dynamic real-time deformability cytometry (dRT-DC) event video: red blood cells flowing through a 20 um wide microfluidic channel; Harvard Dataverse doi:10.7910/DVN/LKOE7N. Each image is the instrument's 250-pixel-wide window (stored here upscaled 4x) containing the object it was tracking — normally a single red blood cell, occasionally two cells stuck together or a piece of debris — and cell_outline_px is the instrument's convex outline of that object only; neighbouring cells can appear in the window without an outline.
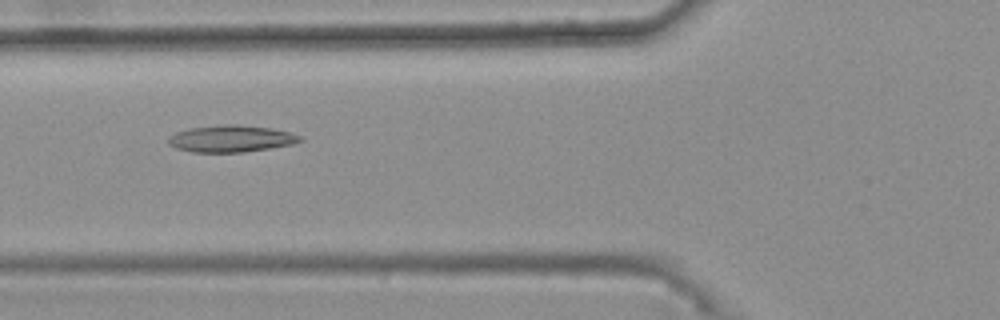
{"species": "common noctule bat (a hibernating species)", "species_latin": "Nyctalus noctula", "temperature_condition": "warm", "stored_images_in_passage": 40, "camera_frame_rate_fps": 3000, "um_per_image_px": 0.085, "animal": {"sex": "female", "body_mass_g": 25.1}, "frame": {"image": 1, "passage_image": 11, "time_ms": 3.333, "image_size_px": [1000, 320], "cell_outline_px": [[304, 140], [292, 144], [244, 152], [192, 152], [176, 148], [168, 144], [168, 136], [176, 132], [192, 128], [220, 124], [236, 124], [272, 128], [288, 132], [300, 136]], "centroid_in_image_um": [19.61, 11.78], "position_along_channel_um": 106.2, "area_um2": 20.52}}
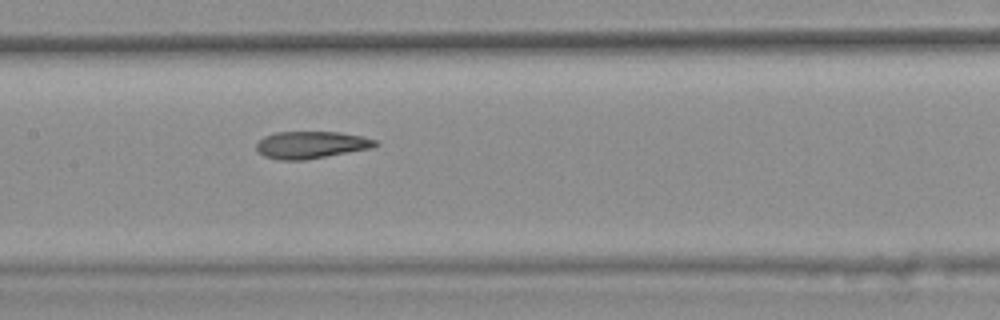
{"frame": {"image": 2, "passage_image": 17, "time_ms": 5.333, "image_size_px": [1000, 320], "cell_outline_px": [[380, 144], [372, 148], [304, 160], [280, 160], [264, 156], [256, 148], [256, 144], [264, 136], [276, 132], [340, 132], [364, 136], [376, 140]], "centroid_in_image_um": [26.47, 12.31], "position_along_channel_um": 180.9, "area_um2": 18.84}}
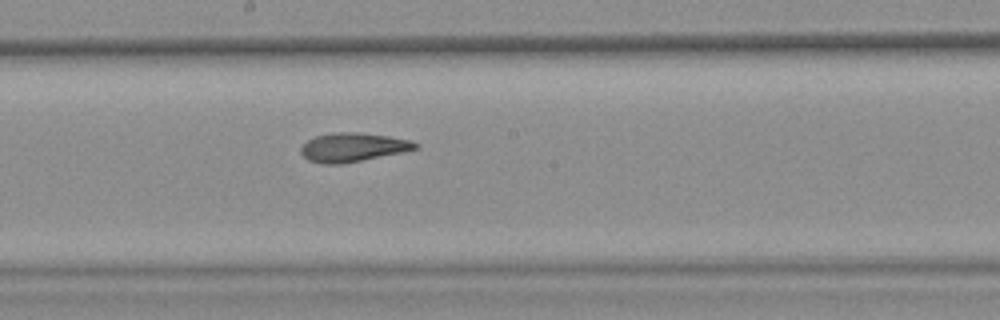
{"frame": {"image": 3, "passage_image": 20, "time_ms": 6.333, "image_size_px": [1000, 320], "cell_outline_px": [[420, 148], [404, 152], [340, 164], [320, 164], [308, 160], [300, 152], [300, 148], [308, 140], [316, 136], [336, 132], [356, 132], [388, 136], [412, 140], [420, 144]], "centroid_in_image_um": [30.03, 12.52], "position_along_channel_um": 218.2, "area_um2": 19.31}, "authors_computed_cell_mechanics": {"area_um2": 19.3052, "velocity_mm_per_s": 3.7384, "shape_relaxation_time_tau1_ms": null, "shape_relaxation_time_tau2_ms": 2.8835, "deformation_change_tau1": null, "deformation_change_tau2": 0.1124}}